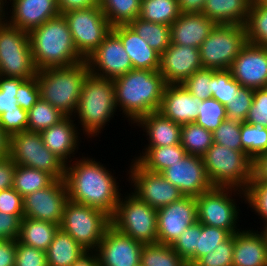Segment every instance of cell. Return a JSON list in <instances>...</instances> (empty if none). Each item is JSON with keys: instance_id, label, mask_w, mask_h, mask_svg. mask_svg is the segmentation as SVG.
<instances>
[{"instance_id": "cell-39", "label": "cell", "mask_w": 267, "mask_h": 266, "mask_svg": "<svg viewBox=\"0 0 267 266\" xmlns=\"http://www.w3.org/2000/svg\"><path fill=\"white\" fill-rule=\"evenodd\" d=\"M65 117L57 108L40 99L28 111L27 130L41 133L58 124Z\"/></svg>"}, {"instance_id": "cell-18", "label": "cell", "mask_w": 267, "mask_h": 266, "mask_svg": "<svg viewBox=\"0 0 267 266\" xmlns=\"http://www.w3.org/2000/svg\"><path fill=\"white\" fill-rule=\"evenodd\" d=\"M86 61L92 74L113 80L133 70L121 40L112 31Z\"/></svg>"}, {"instance_id": "cell-35", "label": "cell", "mask_w": 267, "mask_h": 266, "mask_svg": "<svg viewBox=\"0 0 267 266\" xmlns=\"http://www.w3.org/2000/svg\"><path fill=\"white\" fill-rule=\"evenodd\" d=\"M160 55L171 44L170 26L136 18L129 24Z\"/></svg>"}, {"instance_id": "cell-57", "label": "cell", "mask_w": 267, "mask_h": 266, "mask_svg": "<svg viewBox=\"0 0 267 266\" xmlns=\"http://www.w3.org/2000/svg\"><path fill=\"white\" fill-rule=\"evenodd\" d=\"M21 220L16 215L0 212V240H18Z\"/></svg>"}, {"instance_id": "cell-51", "label": "cell", "mask_w": 267, "mask_h": 266, "mask_svg": "<svg viewBox=\"0 0 267 266\" xmlns=\"http://www.w3.org/2000/svg\"><path fill=\"white\" fill-rule=\"evenodd\" d=\"M24 81L22 78L3 77L0 75V115L7 110L18 109L15 98L18 86Z\"/></svg>"}, {"instance_id": "cell-15", "label": "cell", "mask_w": 267, "mask_h": 266, "mask_svg": "<svg viewBox=\"0 0 267 266\" xmlns=\"http://www.w3.org/2000/svg\"><path fill=\"white\" fill-rule=\"evenodd\" d=\"M198 221L195 197L179 200L157 209V243L172 245L179 235Z\"/></svg>"}, {"instance_id": "cell-59", "label": "cell", "mask_w": 267, "mask_h": 266, "mask_svg": "<svg viewBox=\"0 0 267 266\" xmlns=\"http://www.w3.org/2000/svg\"><path fill=\"white\" fill-rule=\"evenodd\" d=\"M16 240H0V266H15Z\"/></svg>"}, {"instance_id": "cell-1", "label": "cell", "mask_w": 267, "mask_h": 266, "mask_svg": "<svg viewBox=\"0 0 267 266\" xmlns=\"http://www.w3.org/2000/svg\"><path fill=\"white\" fill-rule=\"evenodd\" d=\"M76 160L65 165L64 181L68 199L98 208L111 217L122 197L119 192L121 189L117 185L119 182L95 159L82 156Z\"/></svg>"}, {"instance_id": "cell-32", "label": "cell", "mask_w": 267, "mask_h": 266, "mask_svg": "<svg viewBox=\"0 0 267 266\" xmlns=\"http://www.w3.org/2000/svg\"><path fill=\"white\" fill-rule=\"evenodd\" d=\"M83 251L84 248L80 244L59 228L45 251L47 264L48 266H70Z\"/></svg>"}, {"instance_id": "cell-23", "label": "cell", "mask_w": 267, "mask_h": 266, "mask_svg": "<svg viewBox=\"0 0 267 266\" xmlns=\"http://www.w3.org/2000/svg\"><path fill=\"white\" fill-rule=\"evenodd\" d=\"M201 102L184 85L166 84L158 112L180 125L194 123Z\"/></svg>"}, {"instance_id": "cell-53", "label": "cell", "mask_w": 267, "mask_h": 266, "mask_svg": "<svg viewBox=\"0 0 267 266\" xmlns=\"http://www.w3.org/2000/svg\"><path fill=\"white\" fill-rule=\"evenodd\" d=\"M245 122L267 128V91L264 88L254 90L253 102Z\"/></svg>"}, {"instance_id": "cell-42", "label": "cell", "mask_w": 267, "mask_h": 266, "mask_svg": "<svg viewBox=\"0 0 267 266\" xmlns=\"http://www.w3.org/2000/svg\"><path fill=\"white\" fill-rule=\"evenodd\" d=\"M241 84L233 77L229 69L213 70L212 98L226 106L237 97Z\"/></svg>"}, {"instance_id": "cell-56", "label": "cell", "mask_w": 267, "mask_h": 266, "mask_svg": "<svg viewBox=\"0 0 267 266\" xmlns=\"http://www.w3.org/2000/svg\"><path fill=\"white\" fill-rule=\"evenodd\" d=\"M0 212L24 217L23 197L13 187L0 191Z\"/></svg>"}, {"instance_id": "cell-5", "label": "cell", "mask_w": 267, "mask_h": 266, "mask_svg": "<svg viewBox=\"0 0 267 266\" xmlns=\"http://www.w3.org/2000/svg\"><path fill=\"white\" fill-rule=\"evenodd\" d=\"M116 111L113 79L89 72L82 85L77 109L72 116L79 119L78 123L83 128L80 130H83V134H87L88 138L96 137Z\"/></svg>"}, {"instance_id": "cell-2", "label": "cell", "mask_w": 267, "mask_h": 266, "mask_svg": "<svg viewBox=\"0 0 267 266\" xmlns=\"http://www.w3.org/2000/svg\"><path fill=\"white\" fill-rule=\"evenodd\" d=\"M117 109L131 123L160 108L166 83L159 71L133 69L113 80Z\"/></svg>"}, {"instance_id": "cell-52", "label": "cell", "mask_w": 267, "mask_h": 266, "mask_svg": "<svg viewBox=\"0 0 267 266\" xmlns=\"http://www.w3.org/2000/svg\"><path fill=\"white\" fill-rule=\"evenodd\" d=\"M28 111L21 107L11 109L0 115V127L8 135L27 130Z\"/></svg>"}, {"instance_id": "cell-43", "label": "cell", "mask_w": 267, "mask_h": 266, "mask_svg": "<svg viewBox=\"0 0 267 266\" xmlns=\"http://www.w3.org/2000/svg\"><path fill=\"white\" fill-rule=\"evenodd\" d=\"M201 233V223L189 226L171 245L172 249L188 264L193 266L197 262L198 234Z\"/></svg>"}, {"instance_id": "cell-55", "label": "cell", "mask_w": 267, "mask_h": 266, "mask_svg": "<svg viewBox=\"0 0 267 266\" xmlns=\"http://www.w3.org/2000/svg\"><path fill=\"white\" fill-rule=\"evenodd\" d=\"M15 98L17 99V104L23 110L29 111L41 99L40 88L36 77L24 80L18 86Z\"/></svg>"}, {"instance_id": "cell-6", "label": "cell", "mask_w": 267, "mask_h": 266, "mask_svg": "<svg viewBox=\"0 0 267 266\" xmlns=\"http://www.w3.org/2000/svg\"><path fill=\"white\" fill-rule=\"evenodd\" d=\"M202 159L214 187L247 189L253 177V161L243 151L213 143Z\"/></svg>"}, {"instance_id": "cell-33", "label": "cell", "mask_w": 267, "mask_h": 266, "mask_svg": "<svg viewBox=\"0 0 267 266\" xmlns=\"http://www.w3.org/2000/svg\"><path fill=\"white\" fill-rule=\"evenodd\" d=\"M142 0H98L111 27L129 25L140 16Z\"/></svg>"}, {"instance_id": "cell-41", "label": "cell", "mask_w": 267, "mask_h": 266, "mask_svg": "<svg viewBox=\"0 0 267 266\" xmlns=\"http://www.w3.org/2000/svg\"><path fill=\"white\" fill-rule=\"evenodd\" d=\"M245 27L247 42L267 47V7L251 6Z\"/></svg>"}, {"instance_id": "cell-21", "label": "cell", "mask_w": 267, "mask_h": 266, "mask_svg": "<svg viewBox=\"0 0 267 266\" xmlns=\"http://www.w3.org/2000/svg\"><path fill=\"white\" fill-rule=\"evenodd\" d=\"M202 68L199 48L171 43L160 55L158 71L166 84H181Z\"/></svg>"}, {"instance_id": "cell-4", "label": "cell", "mask_w": 267, "mask_h": 266, "mask_svg": "<svg viewBox=\"0 0 267 266\" xmlns=\"http://www.w3.org/2000/svg\"><path fill=\"white\" fill-rule=\"evenodd\" d=\"M86 60L69 67L37 71L40 97L66 117H72L80 101L81 89L89 73Z\"/></svg>"}, {"instance_id": "cell-38", "label": "cell", "mask_w": 267, "mask_h": 266, "mask_svg": "<svg viewBox=\"0 0 267 266\" xmlns=\"http://www.w3.org/2000/svg\"><path fill=\"white\" fill-rule=\"evenodd\" d=\"M140 266H188L171 247L160 243L144 244Z\"/></svg>"}, {"instance_id": "cell-64", "label": "cell", "mask_w": 267, "mask_h": 266, "mask_svg": "<svg viewBox=\"0 0 267 266\" xmlns=\"http://www.w3.org/2000/svg\"><path fill=\"white\" fill-rule=\"evenodd\" d=\"M9 136L0 127V159L8 155Z\"/></svg>"}, {"instance_id": "cell-7", "label": "cell", "mask_w": 267, "mask_h": 266, "mask_svg": "<svg viewBox=\"0 0 267 266\" xmlns=\"http://www.w3.org/2000/svg\"><path fill=\"white\" fill-rule=\"evenodd\" d=\"M118 200L111 226L143 244L157 243V209L138 199L133 193Z\"/></svg>"}, {"instance_id": "cell-16", "label": "cell", "mask_w": 267, "mask_h": 266, "mask_svg": "<svg viewBox=\"0 0 267 266\" xmlns=\"http://www.w3.org/2000/svg\"><path fill=\"white\" fill-rule=\"evenodd\" d=\"M68 192L64 179L23 198L24 217L48 221L60 226Z\"/></svg>"}, {"instance_id": "cell-26", "label": "cell", "mask_w": 267, "mask_h": 266, "mask_svg": "<svg viewBox=\"0 0 267 266\" xmlns=\"http://www.w3.org/2000/svg\"><path fill=\"white\" fill-rule=\"evenodd\" d=\"M122 42L133 69L158 71L160 54L152 49L130 25H119L111 30Z\"/></svg>"}, {"instance_id": "cell-58", "label": "cell", "mask_w": 267, "mask_h": 266, "mask_svg": "<svg viewBox=\"0 0 267 266\" xmlns=\"http://www.w3.org/2000/svg\"><path fill=\"white\" fill-rule=\"evenodd\" d=\"M15 167L8 155L0 159V191L13 187Z\"/></svg>"}, {"instance_id": "cell-46", "label": "cell", "mask_w": 267, "mask_h": 266, "mask_svg": "<svg viewBox=\"0 0 267 266\" xmlns=\"http://www.w3.org/2000/svg\"><path fill=\"white\" fill-rule=\"evenodd\" d=\"M240 131V122L226 119L213 132V143L236 151H243Z\"/></svg>"}, {"instance_id": "cell-13", "label": "cell", "mask_w": 267, "mask_h": 266, "mask_svg": "<svg viewBox=\"0 0 267 266\" xmlns=\"http://www.w3.org/2000/svg\"><path fill=\"white\" fill-rule=\"evenodd\" d=\"M67 21L78 54L87 60L112 30L99 6L62 14Z\"/></svg>"}, {"instance_id": "cell-50", "label": "cell", "mask_w": 267, "mask_h": 266, "mask_svg": "<svg viewBox=\"0 0 267 266\" xmlns=\"http://www.w3.org/2000/svg\"><path fill=\"white\" fill-rule=\"evenodd\" d=\"M254 97V90L247 87H240L237 97L227 104V120L245 122L248 112L251 108Z\"/></svg>"}, {"instance_id": "cell-25", "label": "cell", "mask_w": 267, "mask_h": 266, "mask_svg": "<svg viewBox=\"0 0 267 266\" xmlns=\"http://www.w3.org/2000/svg\"><path fill=\"white\" fill-rule=\"evenodd\" d=\"M72 119L73 117H65L58 124L40 133L44 145L65 164L73 161L71 157H75L72 155L76 154L75 150L77 152L80 144L78 126L76 123L74 124L75 120Z\"/></svg>"}, {"instance_id": "cell-65", "label": "cell", "mask_w": 267, "mask_h": 266, "mask_svg": "<svg viewBox=\"0 0 267 266\" xmlns=\"http://www.w3.org/2000/svg\"><path fill=\"white\" fill-rule=\"evenodd\" d=\"M6 2H7V0H0V22L6 21V17H7V16H5V15H7V12L5 11V7L7 5V4H5Z\"/></svg>"}, {"instance_id": "cell-19", "label": "cell", "mask_w": 267, "mask_h": 266, "mask_svg": "<svg viewBox=\"0 0 267 266\" xmlns=\"http://www.w3.org/2000/svg\"><path fill=\"white\" fill-rule=\"evenodd\" d=\"M229 70L241 87L264 88L267 84V47L247 42Z\"/></svg>"}, {"instance_id": "cell-27", "label": "cell", "mask_w": 267, "mask_h": 266, "mask_svg": "<svg viewBox=\"0 0 267 266\" xmlns=\"http://www.w3.org/2000/svg\"><path fill=\"white\" fill-rule=\"evenodd\" d=\"M233 266H267V242L258 230L234 234Z\"/></svg>"}, {"instance_id": "cell-60", "label": "cell", "mask_w": 267, "mask_h": 266, "mask_svg": "<svg viewBox=\"0 0 267 266\" xmlns=\"http://www.w3.org/2000/svg\"><path fill=\"white\" fill-rule=\"evenodd\" d=\"M60 14L67 13L72 10H79L98 6V0H57Z\"/></svg>"}, {"instance_id": "cell-29", "label": "cell", "mask_w": 267, "mask_h": 266, "mask_svg": "<svg viewBox=\"0 0 267 266\" xmlns=\"http://www.w3.org/2000/svg\"><path fill=\"white\" fill-rule=\"evenodd\" d=\"M249 9L244 0H206L202 13L216 24L245 25Z\"/></svg>"}, {"instance_id": "cell-14", "label": "cell", "mask_w": 267, "mask_h": 266, "mask_svg": "<svg viewBox=\"0 0 267 266\" xmlns=\"http://www.w3.org/2000/svg\"><path fill=\"white\" fill-rule=\"evenodd\" d=\"M131 164L128 181L135 188L131 193L149 206L159 209L184 196L162 174L145 170L133 159Z\"/></svg>"}, {"instance_id": "cell-62", "label": "cell", "mask_w": 267, "mask_h": 266, "mask_svg": "<svg viewBox=\"0 0 267 266\" xmlns=\"http://www.w3.org/2000/svg\"><path fill=\"white\" fill-rule=\"evenodd\" d=\"M70 266H101L97 250H86Z\"/></svg>"}, {"instance_id": "cell-67", "label": "cell", "mask_w": 267, "mask_h": 266, "mask_svg": "<svg viewBox=\"0 0 267 266\" xmlns=\"http://www.w3.org/2000/svg\"><path fill=\"white\" fill-rule=\"evenodd\" d=\"M263 230L260 232L263 236L265 241L267 242V221L263 222Z\"/></svg>"}, {"instance_id": "cell-54", "label": "cell", "mask_w": 267, "mask_h": 266, "mask_svg": "<svg viewBox=\"0 0 267 266\" xmlns=\"http://www.w3.org/2000/svg\"><path fill=\"white\" fill-rule=\"evenodd\" d=\"M15 266H48L46 252L16 240Z\"/></svg>"}, {"instance_id": "cell-3", "label": "cell", "mask_w": 267, "mask_h": 266, "mask_svg": "<svg viewBox=\"0 0 267 266\" xmlns=\"http://www.w3.org/2000/svg\"><path fill=\"white\" fill-rule=\"evenodd\" d=\"M29 40L37 71L69 67L84 61L78 54L67 21L61 14L32 29Z\"/></svg>"}, {"instance_id": "cell-45", "label": "cell", "mask_w": 267, "mask_h": 266, "mask_svg": "<svg viewBox=\"0 0 267 266\" xmlns=\"http://www.w3.org/2000/svg\"><path fill=\"white\" fill-rule=\"evenodd\" d=\"M181 84L193 96L201 100L212 98L213 69L202 68L194 72Z\"/></svg>"}, {"instance_id": "cell-49", "label": "cell", "mask_w": 267, "mask_h": 266, "mask_svg": "<svg viewBox=\"0 0 267 266\" xmlns=\"http://www.w3.org/2000/svg\"><path fill=\"white\" fill-rule=\"evenodd\" d=\"M230 235L225 229L201 224V233L198 234L197 261L210 251H214Z\"/></svg>"}, {"instance_id": "cell-9", "label": "cell", "mask_w": 267, "mask_h": 266, "mask_svg": "<svg viewBox=\"0 0 267 266\" xmlns=\"http://www.w3.org/2000/svg\"><path fill=\"white\" fill-rule=\"evenodd\" d=\"M0 75L24 80L37 75L29 33L7 21L0 22Z\"/></svg>"}, {"instance_id": "cell-8", "label": "cell", "mask_w": 267, "mask_h": 266, "mask_svg": "<svg viewBox=\"0 0 267 266\" xmlns=\"http://www.w3.org/2000/svg\"><path fill=\"white\" fill-rule=\"evenodd\" d=\"M111 225L104 211L67 200L59 226L86 250H97L105 230Z\"/></svg>"}, {"instance_id": "cell-44", "label": "cell", "mask_w": 267, "mask_h": 266, "mask_svg": "<svg viewBox=\"0 0 267 266\" xmlns=\"http://www.w3.org/2000/svg\"><path fill=\"white\" fill-rule=\"evenodd\" d=\"M227 119L226 107L214 98L202 100L195 123L214 132Z\"/></svg>"}, {"instance_id": "cell-11", "label": "cell", "mask_w": 267, "mask_h": 266, "mask_svg": "<svg viewBox=\"0 0 267 266\" xmlns=\"http://www.w3.org/2000/svg\"><path fill=\"white\" fill-rule=\"evenodd\" d=\"M247 43L245 25L217 24L200 45V60L205 69H229Z\"/></svg>"}, {"instance_id": "cell-61", "label": "cell", "mask_w": 267, "mask_h": 266, "mask_svg": "<svg viewBox=\"0 0 267 266\" xmlns=\"http://www.w3.org/2000/svg\"><path fill=\"white\" fill-rule=\"evenodd\" d=\"M251 181L267 182V153L259 155L253 161V177Z\"/></svg>"}, {"instance_id": "cell-31", "label": "cell", "mask_w": 267, "mask_h": 266, "mask_svg": "<svg viewBox=\"0 0 267 266\" xmlns=\"http://www.w3.org/2000/svg\"><path fill=\"white\" fill-rule=\"evenodd\" d=\"M139 157H134L142 168L154 173H161L171 164L182 159L185 155V149L181 144L163 147H146ZM143 154V155H142Z\"/></svg>"}, {"instance_id": "cell-22", "label": "cell", "mask_w": 267, "mask_h": 266, "mask_svg": "<svg viewBox=\"0 0 267 266\" xmlns=\"http://www.w3.org/2000/svg\"><path fill=\"white\" fill-rule=\"evenodd\" d=\"M10 15L6 21L21 30L30 32L45 21L60 15L57 0H9ZM12 1V2H11ZM12 11V12H11ZM9 20V21H8Z\"/></svg>"}, {"instance_id": "cell-66", "label": "cell", "mask_w": 267, "mask_h": 266, "mask_svg": "<svg viewBox=\"0 0 267 266\" xmlns=\"http://www.w3.org/2000/svg\"><path fill=\"white\" fill-rule=\"evenodd\" d=\"M249 7L254 6V5H259L262 3V0H244Z\"/></svg>"}, {"instance_id": "cell-12", "label": "cell", "mask_w": 267, "mask_h": 266, "mask_svg": "<svg viewBox=\"0 0 267 266\" xmlns=\"http://www.w3.org/2000/svg\"><path fill=\"white\" fill-rule=\"evenodd\" d=\"M232 192L235 194L233 196H236L237 193L245 201L244 191L223 187H213L211 190L195 197L198 222L207 226L225 229L230 234L240 232L241 228H237L240 225L238 224L240 209L235 203L236 199L232 197Z\"/></svg>"}, {"instance_id": "cell-37", "label": "cell", "mask_w": 267, "mask_h": 266, "mask_svg": "<svg viewBox=\"0 0 267 266\" xmlns=\"http://www.w3.org/2000/svg\"><path fill=\"white\" fill-rule=\"evenodd\" d=\"M180 144L186 154L202 157L213 145V132L194 123L182 125Z\"/></svg>"}, {"instance_id": "cell-63", "label": "cell", "mask_w": 267, "mask_h": 266, "mask_svg": "<svg viewBox=\"0 0 267 266\" xmlns=\"http://www.w3.org/2000/svg\"><path fill=\"white\" fill-rule=\"evenodd\" d=\"M206 0H178L181 13H202Z\"/></svg>"}, {"instance_id": "cell-28", "label": "cell", "mask_w": 267, "mask_h": 266, "mask_svg": "<svg viewBox=\"0 0 267 266\" xmlns=\"http://www.w3.org/2000/svg\"><path fill=\"white\" fill-rule=\"evenodd\" d=\"M135 123L137 124L136 126L141 127L146 132L148 144L145 147L180 144L182 125L164 117L158 111L140 117Z\"/></svg>"}, {"instance_id": "cell-17", "label": "cell", "mask_w": 267, "mask_h": 266, "mask_svg": "<svg viewBox=\"0 0 267 266\" xmlns=\"http://www.w3.org/2000/svg\"><path fill=\"white\" fill-rule=\"evenodd\" d=\"M160 174L184 196L197 197L214 187L207 176L202 157L196 155L186 154Z\"/></svg>"}, {"instance_id": "cell-36", "label": "cell", "mask_w": 267, "mask_h": 266, "mask_svg": "<svg viewBox=\"0 0 267 266\" xmlns=\"http://www.w3.org/2000/svg\"><path fill=\"white\" fill-rule=\"evenodd\" d=\"M178 0H142L140 18L171 25L180 16Z\"/></svg>"}, {"instance_id": "cell-20", "label": "cell", "mask_w": 267, "mask_h": 266, "mask_svg": "<svg viewBox=\"0 0 267 266\" xmlns=\"http://www.w3.org/2000/svg\"><path fill=\"white\" fill-rule=\"evenodd\" d=\"M144 244L109 226L97 248L101 266H140Z\"/></svg>"}, {"instance_id": "cell-47", "label": "cell", "mask_w": 267, "mask_h": 266, "mask_svg": "<svg viewBox=\"0 0 267 266\" xmlns=\"http://www.w3.org/2000/svg\"><path fill=\"white\" fill-rule=\"evenodd\" d=\"M234 234L220 243L214 251L202 256L193 266H233Z\"/></svg>"}, {"instance_id": "cell-30", "label": "cell", "mask_w": 267, "mask_h": 266, "mask_svg": "<svg viewBox=\"0 0 267 266\" xmlns=\"http://www.w3.org/2000/svg\"><path fill=\"white\" fill-rule=\"evenodd\" d=\"M58 229L59 225L55 223L23 217L18 241L26 246L46 251Z\"/></svg>"}, {"instance_id": "cell-24", "label": "cell", "mask_w": 267, "mask_h": 266, "mask_svg": "<svg viewBox=\"0 0 267 266\" xmlns=\"http://www.w3.org/2000/svg\"><path fill=\"white\" fill-rule=\"evenodd\" d=\"M216 25L203 13H181L170 25L171 43L200 48Z\"/></svg>"}, {"instance_id": "cell-48", "label": "cell", "mask_w": 267, "mask_h": 266, "mask_svg": "<svg viewBox=\"0 0 267 266\" xmlns=\"http://www.w3.org/2000/svg\"><path fill=\"white\" fill-rule=\"evenodd\" d=\"M245 192V203L257 213L262 222L267 221V182L250 181Z\"/></svg>"}, {"instance_id": "cell-10", "label": "cell", "mask_w": 267, "mask_h": 266, "mask_svg": "<svg viewBox=\"0 0 267 266\" xmlns=\"http://www.w3.org/2000/svg\"><path fill=\"white\" fill-rule=\"evenodd\" d=\"M8 156L16 165L42 170L64 179L65 163L43 143L40 132L22 131L9 136Z\"/></svg>"}, {"instance_id": "cell-34", "label": "cell", "mask_w": 267, "mask_h": 266, "mask_svg": "<svg viewBox=\"0 0 267 266\" xmlns=\"http://www.w3.org/2000/svg\"><path fill=\"white\" fill-rule=\"evenodd\" d=\"M55 180L51 174L45 171L16 165L13 188L24 198L35 191L48 187Z\"/></svg>"}, {"instance_id": "cell-40", "label": "cell", "mask_w": 267, "mask_h": 266, "mask_svg": "<svg viewBox=\"0 0 267 266\" xmlns=\"http://www.w3.org/2000/svg\"><path fill=\"white\" fill-rule=\"evenodd\" d=\"M241 143L243 152L254 161L259 155L267 153V128L241 123Z\"/></svg>"}, {"instance_id": "cell-68", "label": "cell", "mask_w": 267, "mask_h": 266, "mask_svg": "<svg viewBox=\"0 0 267 266\" xmlns=\"http://www.w3.org/2000/svg\"><path fill=\"white\" fill-rule=\"evenodd\" d=\"M261 5H263V6L267 7V0H262V3H261Z\"/></svg>"}]
</instances>
